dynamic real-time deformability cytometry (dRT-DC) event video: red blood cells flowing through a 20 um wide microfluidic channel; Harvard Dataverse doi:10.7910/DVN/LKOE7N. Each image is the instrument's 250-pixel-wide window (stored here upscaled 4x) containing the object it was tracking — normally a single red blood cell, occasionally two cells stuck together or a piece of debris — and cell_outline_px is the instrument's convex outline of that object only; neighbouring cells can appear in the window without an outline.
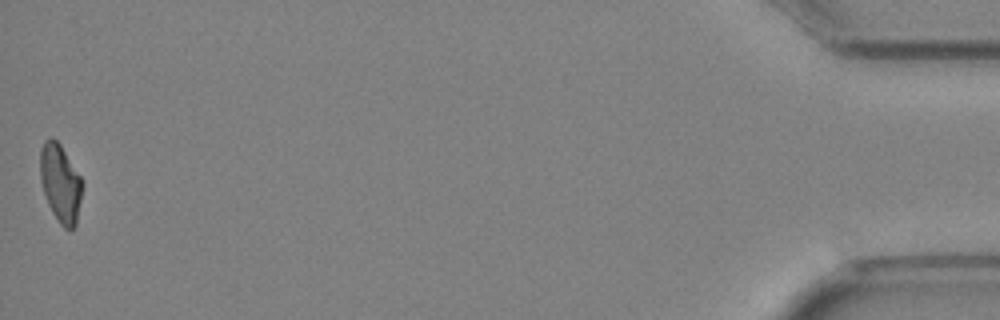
{"species": "Egyptian fruit bat (a non-hibernating species)", "species_latin": "Rousettus aegyptiacus", "temperature_condition": "cold", "stored_images_in_passage": 38, "camera_frame_rate_fps": 3000, "um_per_image_px": 0.085, "animal": {"sex": "female"}, "frame": {"image": 1, "passage_image": 38, "time_ms": 12.333, "image_size_px": [1000, 320], "cell_outline_px": [[84, 184], [76, 224], [72, 228], [64, 228], [60, 224], [52, 212], [48, 204], [40, 180], [40, 148], [44, 140], [52, 136], [60, 144], [80, 176]], "centroid_in_image_um": [5.13, 15.55], "position_along_channel_um": 430.1, "area_um2": 19.19}}